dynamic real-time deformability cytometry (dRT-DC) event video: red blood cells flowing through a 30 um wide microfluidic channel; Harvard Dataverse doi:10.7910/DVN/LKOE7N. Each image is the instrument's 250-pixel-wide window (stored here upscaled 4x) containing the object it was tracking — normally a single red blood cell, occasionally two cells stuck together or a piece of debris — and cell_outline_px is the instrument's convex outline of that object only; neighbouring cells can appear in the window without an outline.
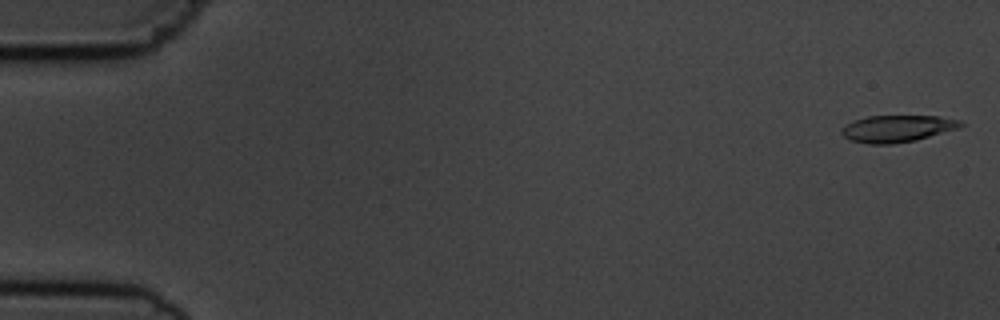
{"species": "common noctule bat (a hibernating species)", "species_latin": "Nyctalus noctula", "temperature_condition": "cold", "stored_images_in_passage": 5, "camera_frame_rate_fps": 3000, "um_per_image_px": 0.085, "animal": {"sex": "male", "body_mass_g": 19.5, "forearm_length_mm": 54.6}, "frame": {"image": 1, "passage_image": 1, "time_ms": 0.0, "image_size_px": [1000, 320], "cell_outline_px": [[964, 124], [956, 128], [916, 140], [892, 144], [868, 144], [852, 140], [844, 136], [840, 132], [840, 128], [856, 120], [868, 116], [940, 116], [960, 120]], "centroid_in_image_um": [76.24, 10.93], "position_along_channel_um": 8.8, "area_um2": 18.38}}
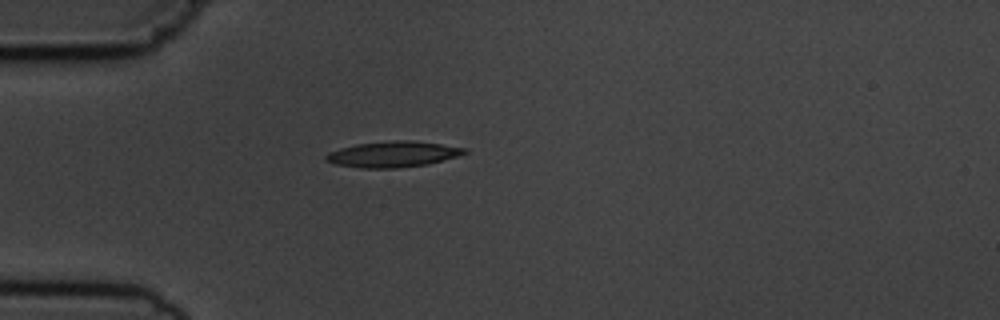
{"frame": {"image": 2, "passage_image": 5, "time_ms": 4.667, "image_size_px": [1000, 320], "cell_outline_px": [[468, 152], [456, 156], [428, 164], [396, 168], [360, 168], [336, 164], [324, 160], [324, 156], [328, 152], [340, 148], [356, 144], [392, 140], [412, 140], [468, 148]], "centroid_in_image_um": [33.37, 13.1], "position_along_channel_um": 51.6, "area_um2": 20.87}}